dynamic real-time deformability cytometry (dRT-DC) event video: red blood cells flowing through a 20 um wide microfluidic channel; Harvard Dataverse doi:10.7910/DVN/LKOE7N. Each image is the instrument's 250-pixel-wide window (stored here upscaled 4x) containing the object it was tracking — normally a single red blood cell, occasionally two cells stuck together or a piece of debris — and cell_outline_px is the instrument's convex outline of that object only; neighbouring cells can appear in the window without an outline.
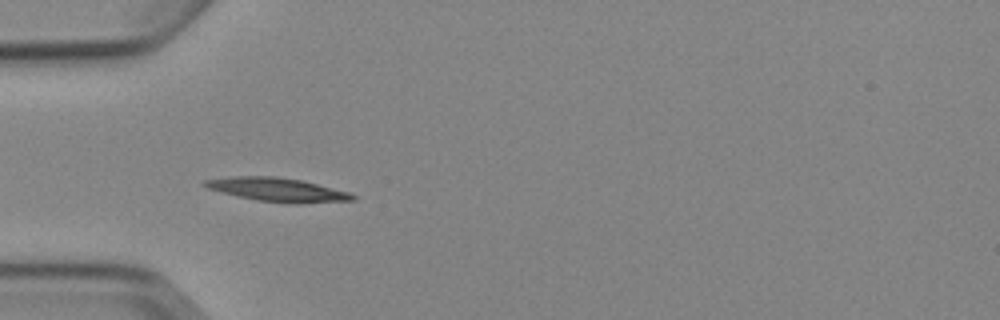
{"species": "Egyptian fruit bat (a non-hibernating species)", "species_latin": "Rousettus aegyptiacus", "temperature_condition": "cold", "stored_images_in_passage": 5, "camera_frame_rate_fps": 3000, "um_per_image_px": 0.085, "animal": {"sex": "female"}, "frame": {"image": 1, "passage_image": 4, "time_ms": 3.333, "image_size_px": [1000, 320], "cell_outline_px": [[356, 200], [300, 204], [296, 204], [256, 200], [208, 188], [200, 184], [204, 180], [236, 176], [276, 176], [304, 180], [348, 192], [356, 196]], "centroid_in_image_um": [23.64, 16.12], "position_along_channel_um": 61.4, "area_um2": 20.4}}
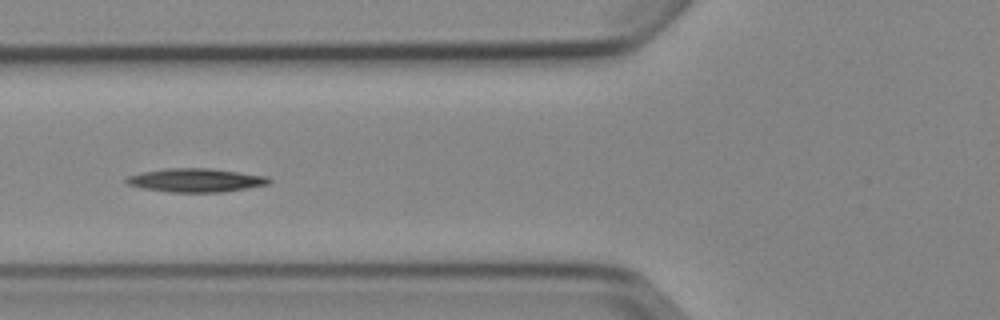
{"frame": {"image": 2, "passage_image": 5, "time_ms": 4.667, "image_size_px": [1000, 320], "cell_outline_px": [[272, 180], [268, 184], [220, 192], [172, 192], [144, 188], [128, 184], [124, 180], [128, 176], [140, 172], [164, 168], [212, 168], [268, 176]], "centroid_in_image_um": [16.63, 15.3], "position_along_channel_um": 109.2, "area_um2": 19.54}}